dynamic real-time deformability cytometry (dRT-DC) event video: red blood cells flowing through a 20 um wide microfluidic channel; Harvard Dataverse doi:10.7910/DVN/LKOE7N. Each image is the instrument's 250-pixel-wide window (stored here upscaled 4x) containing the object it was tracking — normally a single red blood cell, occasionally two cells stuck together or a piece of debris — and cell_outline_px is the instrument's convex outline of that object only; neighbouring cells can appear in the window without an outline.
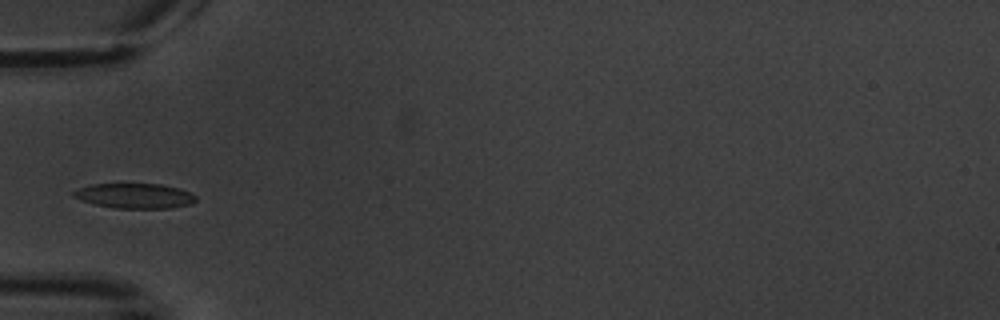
{"species": "common noctule bat (a hibernating species)", "species_latin": "Nyctalus noctula", "temperature_condition": "warm", "stored_images_in_passage": 8, "camera_frame_rate_fps": 3000, "um_per_image_px": 0.085, "animal": {"sex": "male", "body_mass_g": 20.1, "forearm_length_mm": 53.5}, "frame": {"image": 1, "passage_image": 4, "time_ms": 3.667, "image_size_px": [1000, 320], "cell_outline_px": [[196, 200], [192, 204], [172, 208], [112, 208], [80, 200], [72, 196], [72, 192], [80, 188], [92, 184], [160, 184], [180, 188], [196, 196]], "centroid_in_image_um": [11.46, 16.65], "position_along_channel_um": 73.5, "area_um2": 17.8}}
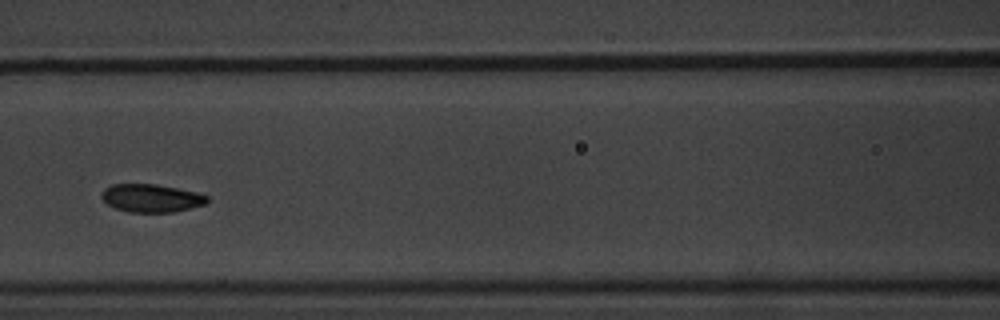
{"frame": {"image": 2, "passage_image": 6, "time_ms": 6.0, "image_size_px": [1000, 320], "cell_outline_px": [[208, 200], [204, 204], [172, 212], [128, 212], [116, 208], [108, 204], [100, 196], [100, 192], [104, 188], [112, 184], [156, 184], [196, 192], [208, 196]], "centroid_in_image_um": [12.81, 16.83], "position_along_channel_um": 153.8, "area_um2": 17.11}}
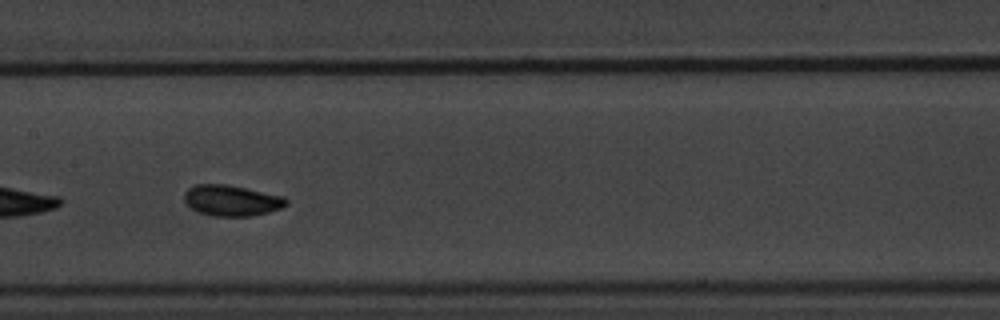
{"frame": {"image": 3, "passage_image": 7, "time_ms": 7.0, "image_size_px": [1000, 320], "cell_outline_px": [[288, 204], [280, 208], [268, 212], [252, 216], [212, 216], [196, 212], [184, 200], [184, 192], [188, 188], [196, 184], [228, 184], [284, 196], [288, 200]], "centroid_in_image_um": [19.68, 17.04], "position_along_channel_um": 187.7, "area_um2": 18.5}}